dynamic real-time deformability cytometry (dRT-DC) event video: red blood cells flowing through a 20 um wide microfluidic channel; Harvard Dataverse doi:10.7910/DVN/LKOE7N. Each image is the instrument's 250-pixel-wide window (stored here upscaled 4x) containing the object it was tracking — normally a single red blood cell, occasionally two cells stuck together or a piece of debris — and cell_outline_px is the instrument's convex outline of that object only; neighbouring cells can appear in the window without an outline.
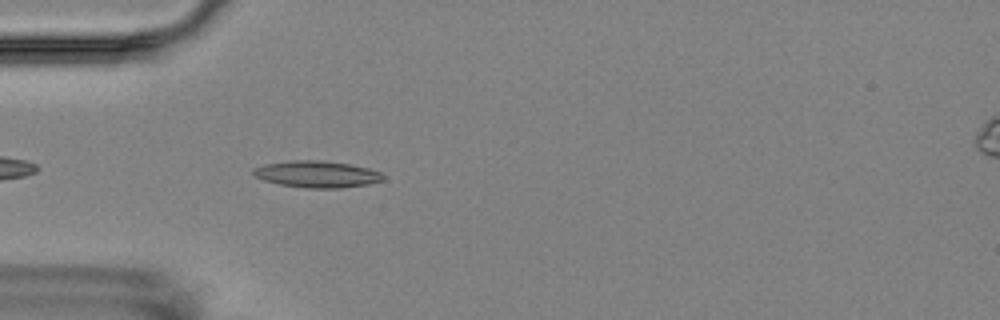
{"species": "Egyptian fruit bat (a non-hibernating species)", "species_latin": "Rousettus aegyptiacus", "temperature_condition": "room temperature", "stored_images_in_passage": 5, "camera_frame_rate_fps": 3000, "um_per_image_px": 0.085, "animal": {"sex": "female"}, "frame": {"image": 1, "passage_image": 5, "time_ms": 4.667, "image_size_px": [1000, 320], "cell_outline_px": [[384, 180], [368, 184], [340, 188], [308, 188], [280, 184], [264, 180], [256, 176], [252, 172], [252, 168], [264, 164], [292, 160], [324, 160], [348, 164], [368, 168], [380, 172], [384, 176]], "centroid_in_image_um": [26.94, 14.8], "position_along_channel_um": 58.1, "area_um2": 20.11}}